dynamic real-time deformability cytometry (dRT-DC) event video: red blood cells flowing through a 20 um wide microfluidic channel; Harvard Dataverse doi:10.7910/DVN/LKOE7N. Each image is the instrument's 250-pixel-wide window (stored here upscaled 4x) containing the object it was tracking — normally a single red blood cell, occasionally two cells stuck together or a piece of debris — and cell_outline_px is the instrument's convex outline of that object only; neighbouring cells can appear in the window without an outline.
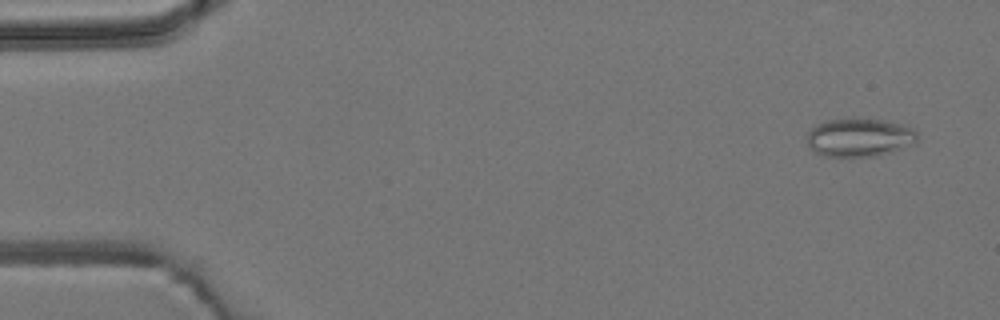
{"species": "common noctule bat (a hibernating species)", "species_latin": "Nyctalus noctula", "temperature_condition": "room temperature", "stored_images_in_passage": 5, "camera_frame_rate_fps": 3000, "um_per_image_px": 0.085, "animal": {"sex": "male", "body_mass_g": 19.2, "forearm_length_mm": 51.8}, "frame": {"image": 1, "passage_image": 1, "time_ms": 0.0, "image_size_px": [1000, 320], "cell_outline_px": [[916, 140], [912, 144], [880, 156], [824, 156], [808, 148], [808, 132], [816, 124], [828, 120], [844, 116], [884, 120], [904, 124], [912, 128], [916, 132]], "centroid_in_image_um": [73.03, 11.65], "position_along_channel_um": 12.0, "area_um2": 25.09}}
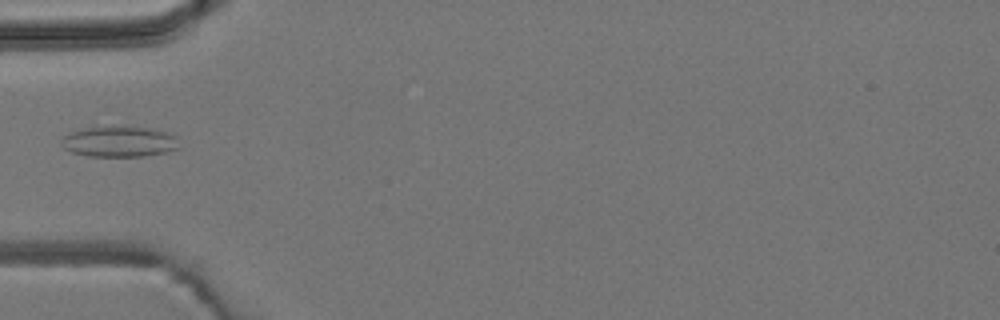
{"frame": {"image": 2, "passage_image": 5, "time_ms": 4.667, "image_size_px": [1000, 320], "cell_outline_px": [[180, 148], [164, 152], [144, 156], [88, 156], [72, 152], [64, 148], [60, 144], [60, 140], [64, 136], [72, 132], [88, 128], [124, 124], [152, 128], [168, 132], [176, 136]], "centroid_in_image_um": [10.17, 12.01], "position_along_channel_um": 74.8, "area_um2": 21.5}}